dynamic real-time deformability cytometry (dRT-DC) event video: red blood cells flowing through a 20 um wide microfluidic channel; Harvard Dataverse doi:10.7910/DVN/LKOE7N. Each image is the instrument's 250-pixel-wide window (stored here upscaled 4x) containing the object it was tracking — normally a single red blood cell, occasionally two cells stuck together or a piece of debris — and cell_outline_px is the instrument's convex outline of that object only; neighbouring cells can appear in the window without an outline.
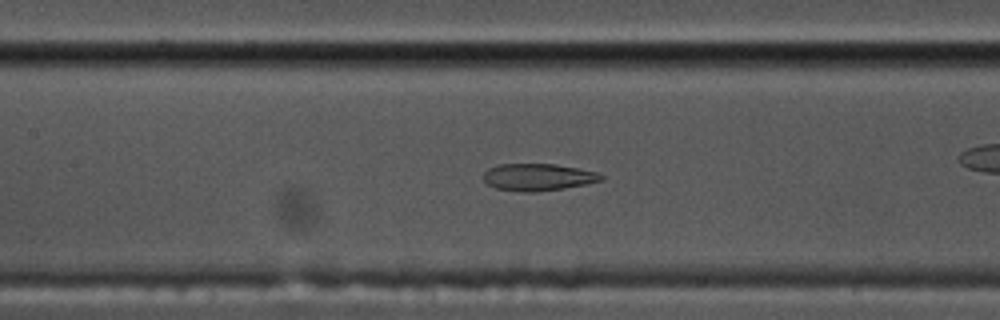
{"species": "common noctule bat (a hibernating species)", "species_latin": "Nyctalus noctula", "temperature_condition": "cold", "stored_images_in_passage": 29, "camera_frame_rate_fps": 3000, "um_per_image_px": 0.085, "animal": {"sex": "male", "body_mass_g": 17.5, "forearm_length_mm": 52.3}, "frame": {"image": 1, "passage_image": 17, "time_ms": 5.333, "image_size_px": [1000, 320], "cell_outline_px": [[604, 180], [564, 188], [536, 192], [520, 192], [496, 188], [488, 184], [480, 176], [488, 168], [500, 164], [556, 164], [596, 172], [604, 176]], "centroid_in_image_um": [45.69, 15.06], "position_along_channel_um": 161.7, "area_um2": 18.61}}